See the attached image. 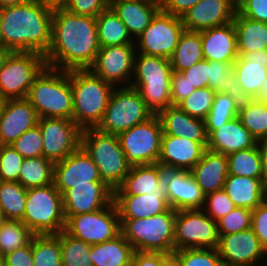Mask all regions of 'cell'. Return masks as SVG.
Masks as SVG:
<instances>
[{"instance_id":"6da1fadb","label":"cell","mask_w":267,"mask_h":266,"mask_svg":"<svg viewBox=\"0 0 267 266\" xmlns=\"http://www.w3.org/2000/svg\"><path fill=\"white\" fill-rule=\"evenodd\" d=\"M100 49L96 17L53 12L51 45L44 55L49 67L63 71L89 69Z\"/></svg>"},{"instance_id":"7a4b0ae2","label":"cell","mask_w":267,"mask_h":266,"mask_svg":"<svg viewBox=\"0 0 267 266\" xmlns=\"http://www.w3.org/2000/svg\"><path fill=\"white\" fill-rule=\"evenodd\" d=\"M53 12L28 0L0 9L2 46L45 55L51 45Z\"/></svg>"},{"instance_id":"3957f363","label":"cell","mask_w":267,"mask_h":266,"mask_svg":"<svg viewBox=\"0 0 267 266\" xmlns=\"http://www.w3.org/2000/svg\"><path fill=\"white\" fill-rule=\"evenodd\" d=\"M27 99L39 118L72 120L71 70L63 71L46 66L31 85Z\"/></svg>"},{"instance_id":"277c9868","label":"cell","mask_w":267,"mask_h":266,"mask_svg":"<svg viewBox=\"0 0 267 266\" xmlns=\"http://www.w3.org/2000/svg\"><path fill=\"white\" fill-rule=\"evenodd\" d=\"M72 120L82 129L97 128L115 86L89 69L71 70Z\"/></svg>"},{"instance_id":"5b68a950","label":"cell","mask_w":267,"mask_h":266,"mask_svg":"<svg viewBox=\"0 0 267 266\" xmlns=\"http://www.w3.org/2000/svg\"><path fill=\"white\" fill-rule=\"evenodd\" d=\"M172 73L169 59L136 52L130 87L139 92L146 107L154 115L172 106Z\"/></svg>"},{"instance_id":"8992f818","label":"cell","mask_w":267,"mask_h":266,"mask_svg":"<svg viewBox=\"0 0 267 266\" xmlns=\"http://www.w3.org/2000/svg\"><path fill=\"white\" fill-rule=\"evenodd\" d=\"M176 210L153 217L120 219L121 234L135 251L174 253Z\"/></svg>"},{"instance_id":"52a82bcc","label":"cell","mask_w":267,"mask_h":266,"mask_svg":"<svg viewBox=\"0 0 267 266\" xmlns=\"http://www.w3.org/2000/svg\"><path fill=\"white\" fill-rule=\"evenodd\" d=\"M81 147L97 166L102 181L111 190L118 189L130 169L118 136L101 132L97 128L84 129Z\"/></svg>"},{"instance_id":"ba28073f","label":"cell","mask_w":267,"mask_h":266,"mask_svg":"<svg viewBox=\"0 0 267 266\" xmlns=\"http://www.w3.org/2000/svg\"><path fill=\"white\" fill-rule=\"evenodd\" d=\"M34 235L59 234L65 228L62 194L54 184L27 189L21 220Z\"/></svg>"},{"instance_id":"9c48e42d","label":"cell","mask_w":267,"mask_h":266,"mask_svg":"<svg viewBox=\"0 0 267 266\" xmlns=\"http://www.w3.org/2000/svg\"><path fill=\"white\" fill-rule=\"evenodd\" d=\"M153 115L136 89L115 87L97 129L107 134L118 135L146 122Z\"/></svg>"},{"instance_id":"30bf717a","label":"cell","mask_w":267,"mask_h":266,"mask_svg":"<svg viewBox=\"0 0 267 266\" xmlns=\"http://www.w3.org/2000/svg\"><path fill=\"white\" fill-rule=\"evenodd\" d=\"M46 66L42 54L11 52L0 70V95L6 100L27 98L31 85Z\"/></svg>"},{"instance_id":"8fae6325","label":"cell","mask_w":267,"mask_h":266,"mask_svg":"<svg viewBox=\"0 0 267 266\" xmlns=\"http://www.w3.org/2000/svg\"><path fill=\"white\" fill-rule=\"evenodd\" d=\"M117 136L130 167L158 163L163 130L157 115Z\"/></svg>"},{"instance_id":"7c38bea8","label":"cell","mask_w":267,"mask_h":266,"mask_svg":"<svg viewBox=\"0 0 267 266\" xmlns=\"http://www.w3.org/2000/svg\"><path fill=\"white\" fill-rule=\"evenodd\" d=\"M65 218L64 231L90 245L112 240L121 233L119 213L114 201L98 211Z\"/></svg>"},{"instance_id":"4fadbf2b","label":"cell","mask_w":267,"mask_h":266,"mask_svg":"<svg viewBox=\"0 0 267 266\" xmlns=\"http://www.w3.org/2000/svg\"><path fill=\"white\" fill-rule=\"evenodd\" d=\"M217 222L202 209L178 210L175 220L174 249H217Z\"/></svg>"},{"instance_id":"5bb4252c","label":"cell","mask_w":267,"mask_h":266,"mask_svg":"<svg viewBox=\"0 0 267 266\" xmlns=\"http://www.w3.org/2000/svg\"><path fill=\"white\" fill-rule=\"evenodd\" d=\"M184 30L180 17L160 9L135 39L136 52L169 59Z\"/></svg>"},{"instance_id":"9a60e30c","label":"cell","mask_w":267,"mask_h":266,"mask_svg":"<svg viewBox=\"0 0 267 266\" xmlns=\"http://www.w3.org/2000/svg\"><path fill=\"white\" fill-rule=\"evenodd\" d=\"M135 55V44L100 47L89 70L115 87H130Z\"/></svg>"},{"instance_id":"2e32d148","label":"cell","mask_w":267,"mask_h":266,"mask_svg":"<svg viewBox=\"0 0 267 266\" xmlns=\"http://www.w3.org/2000/svg\"><path fill=\"white\" fill-rule=\"evenodd\" d=\"M43 156L53 163L64 160L81 147L82 129L70 119L39 118Z\"/></svg>"},{"instance_id":"e0dca14e","label":"cell","mask_w":267,"mask_h":266,"mask_svg":"<svg viewBox=\"0 0 267 266\" xmlns=\"http://www.w3.org/2000/svg\"><path fill=\"white\" fill-rule=\"evenodd\" d=\"M219 236L217 250L223 266H267V253L252 228Z\"/></svg>"},{"instance_id":"ac0fdd59","label":"cell","mask_w":267,"mask_h":266,"mask_svg":"<svg viewBox=\"0 0 267 266\" xmlns=\"http://www.w3.org/2000/svg\"><path fill=\"white\" fill-rule=\"evenodd\" d=\"M91 181L102 179L97 166L82 147L54 163L53 184L61 194L73 185L89 184Z\"/></svg>"},{"instance_id":"d6986e66","label":"cell","mask_w":267,"mask_h":266,"mask_svg":"<svg viewBox=\"0 0 267 266\" xmlns=\"http://www.w3.org/2000/svg\"><path fill=\"white\" fill-rule=\"evenodd\" d=\"M163 185L170 208L176 211L203 208L205 194L190 171L164 169Z\"/></svg>"},{"instance_id":"ffe728a7","label":"cell","mask_w":267,"mask_h":266,"mask_svg":"<svg viewBox=\"0 0 267 266\" xmlns=\"http://www.w3.org/2000/svg\"><path fill=\"white\" fill-rule=\"evenodd\" d=\"M114 199V191L103 181L73 185L62 194L65 216L90 213L109 206Z\"/></svg>"},{"instance_id":"44dd1931","label":"cell","mask_w":267,"mask_h":266,"mask_svg":"<svg viewBox=\"0 0 267 266\" xmlns=\"http://www.w3.org/2000/svg\"><path fill=\"white\" fill-rule=\"evenodd\" d=\"M237 11L234 0H201L180 18L187 31H202L232 22Z\"/></svg>"},{"instance_id":"7402d4cb","label":"cell","mask_w":267,"mask_h":266,"mask_svg":"<svg viewBox=\"0 0 267 266\" xmlns=\"http://www.w3.org/2000/svg\"><path fill=\"white\" fill-rule=\"evenodd\" d=\"M208 141H191L163 133L158 163L164 169L190 171L202 158Z\"/></svg>"},{"instance_id":"603a6c76","label":"cell","mask_w":267,"mask_h":266,"mask_svg":"<svg viewBox=\"0 0 267 266\" xmlns=\"http://www.w3.org/2000/svg\"><path fill=\"white\" fill-rule=\"evenodd\" d=\"M38 121L37 111L27 98L7 99L0 118V145H11Z\"/></svg>"},{"instance_id":"cb8c5ba5","label":"cell","mask_w":267,"mask_h":266,"mask_svg":"<svg viewBox=\"0 0 267 266\" xmlns=\"http://www.w3.org/2000/svg\"><path fill=\"white\" fill-rule=\"evenodd\" d=\"M204 59L234 63L238 58L237 35L232 22L201 31Z\"/></svg>"},{"instance_id":"d4e9b609","label":"cell","mask_w":267,"mask_h":266,"mask_svg":"<svg viewBox=\"0 0 267 266\" xmlns=\"http://www.w3.org/2000/svg\"><path fill=\"white\" fill-rule=\"evenodd\" d=\"M233 72L248 99H258L267 77V49L238 56Z\"/></svg>"},{"instance_id":"484cf974","label":"cell","mask_w":267,"mask_h":266,"mask_svg":"<svg viewBox=\"0 0 267 266\" xmlns=\"http://www.w3.org/2000/svg\"><path fill=\"white\" fill-rule=\"evenodd\" d=\"M109 7L119 16L134 40L161 9L160 0H116Z\"/></svg>"},{"instance_id":"4316f807","label":"cell","mask_w":267,"mask_h":266,"mask_svg":"<svg viewBox=\"0 0 267 266\" xmlns=\"http://www.w3.org/2000/svg\"><path fill=\"white\" fill-rule=\"evenodd\" d=\"M164 168L159 164L130 167L122 185L114 195L166 194L163 185Z\"/></svg>"},{"instance_id":"83f0119b","label":"cell","mask_w":267,"mask_h":266,"mask_svg":"<svg viewBox=\"0 0 267 266\" xmlns=\"http://www.w3.org/2000/svg\"><path fill=\"white\" fill-rule=\"evenodd\" d=\"M190 173L205 195L221 190L229 175L227 155L206 149Z\"/></svg>"},{"instance_id":"f1b7e54d","label":"cell","mask_w":267,"mask_h":266,"mask_svg":"<svg viewBox=\"0 0 267 266\" xmlns=\"http://www.w3.org/2000/svg\"><path fill=\"white\" fill-rule=\"evenodd\" d=\"M257 143L258 141L243 126L240 119L235 117L208 136L207 149L229 155L252 148Z\"/></svg>"},{"instance_id":"f546056e","label":"cell","mask_w":267,"mask_h":266,"mask_svg":"<svg viewBox=\"0 0 267 266\" xmlns=\"http://www.w3.org/2000/svg\"><path fill=\"white\" fill-rule=\"evenodd\" d=\"M164 134L185 137L191 141H208L205 120L191 117L178 106H170L157 114Z\"/></svg>"},{"instance_id":"4dcf8cb0","label":"cell","mask_w":267,"mask_h":266,"mask_svg":"<svg viewBox=\"0 0 267 266\" xmlns=\"http://www.w3.org/2000/svg\"><path fill=\"white\" fill-rule=\"evenodd\" d=\"M120 219H143L165 212L169 208L166 194L114 195Z\"/></svg>"},{"instance_id":"1f68e13d","label":"cell","mask_w":267,"mask_h":266,"mask_svg":"<svg viewBox=\"0 0 267 266\" xmlns=\"http://www.w3.org/2000/svg\"><path fill=\"white\" fill-rule=\"evenodd\" d=\"M262 178L228 175L223 190L239 208L253 211L262 203Z\"/></svg>"},{"instance_id":"d6a6232c","label":"cell","mask_w":267,"mask_h":266,"mask_svg":"<svg viewBox=\"0 0 267 266\" xmlns=\"http://www.w3.org/2000/svg\"><path fill=\"white\" fill-rule=\"evenodd\" d=\"M233 24L237 35V51L239 56L267 49L266 22L249 19L236 11Z\"/></svg>"},{"instance_id":"836d02e7","label":"cell","mask_w":267,"mask_h":266,"mask_svg":"<svg viewBox=\"0 0 267 266\" xmlns=\"http://www.w3.org/2000/svg\"><path fill=\"white\" fill-rule=\"evenodd\" d=\"M133 246L120 233L114 239L92 245L94 266H132Z\"/></svg>"},{"instance_id":"e575fe53","label":"cell","mask_w":267,"mask_h":266,"mask_svg":"<svg viewBox=\"0 0 267 266\" xmlns=\"http://www.w3.org/2000/svg\"><path fill=\"white\" fill-rule=\"evenodd\" d=\"M96 24L100 47L135 44L127 27L110 7L96 16Z\"/></svg>"},{"instance_id":"d590c367","label":"cell","mask_w":267,"mask_h":266,"mask_svg":"<svg viewBox=\"0 0 267 266\" xmlns=\"http://www.w3.org/2000/svg\"><path fill=\"white\" fill-rule=\"evenodd\" d=\"M204 59L201 31H187L181 34L172 56L169 58L172 71L182 72Z\"/></svg>"},{"instance_id":"8d00e7d4","label":"cell","mask_w":267,"mask_h":266,"mask_svg":"<svg viewBox=\"0 0 267 266\" xmlns=\"http://www.w3.org/2000/svg\"><path fill=\"white\" fill-rule=\"evenodd\" d=\"M234 63L209 61V77L207 87L216 93H225L240 103L248 100L233 72Z\"/></svg>"},{"instance_id":"74e56055","label":"cell","mask_w":267,"mask_h":266,"mask_svg":"<svg viewBox=\"0 0 267 266\" xmlns=\"http://www.w3.org/2000/svg\"><path fill=\"white\" fill-rule=\"evenodd\" d=\"M237 117L258 142L267 139V103L248 99L240 103Z\"/></svg>"},{"instance_id":"f35d334b","label":"cell","mask_w":267,"mask_h":266,"mask_svg":"<svg viewBox=\"0 0 267 266\" xmlns=\"http://www.w3.org/2000/svg\"><path fill=\"white\" fill-rule=\"evenodd\" d=\"M53 168L54 163L44 156L24 158L18 182L25 189L52 184Z\"/></svg>"},{"instance_id":"ab89813d","label":"cell","mask_w":267,"mask_h":266,"mask_svg":"<svg viewBox=\"0 0 267 266\" xmlns=\"http://www.w3.org/2000/svg\"><path fill=\"white\" fill-rule=\"evenodd\" d=\"M27 189L19 182L0 180V209L6 219L22 220L26 207Z\"/></svg>"},{"instance_id":"60d3db41","label":"cell","mask_w":267,"mask_h":266,"mask_svg":"<svg viewBox=\"0 0 267 266\" xmlns=\"http://www.w3.org/2000/svg\"><path fill=\"white\" fill-rule=\"evenodd\" d=\"M33 266H62L60 233L33 235Z\"/></svg>"},{"instance_id":"b9f144b4","label":"cell","mask_w":267,"mask_h":266,"mask_svg":"<svg viewBox=\"0 0 267 266\" xmlns=\"http://www.w3.org/2000/svg\"><path fill=\"white\" fill-rule=\"evenodd\" d=\"M229 175L262 177L261 157L258 143L249 149L227 155Z\"/></svg>"},{"instance_id":"7bdbcfd3","label":"cell","mask_w":267,"mask_h":266,"mask_svg":"<svg viewBox=\"0 0 267 266\" xmlns=\"http://www.w3.org/2000/svg\"><path fill=\"white\" fill-rule=\"evenodd\" d=\"M240 102L225 93H216L211 111L205 119L207 136L238 116Z\"/></svg>"},{"instance_id":"ee69618b","label":"cell","mask_w":267,"mask_h":266,"mask_svg":"<svg viewBox=\"0 0 267 266\" xmlns=\"http://www.w3.org/2000/svg\"><path fill=\"white\" fill-rule=\"evenodd\" d=\"M62 266H94L91 259L92 245L60 232Z\"/></svg>"},{"instance_id":"f6af8a7d","label":"cell","mask_w":267,"mask_h":266,"mask_svg":"<svg viewBox=\"0 0 267 266\" xmlns=\"http://www.w3.org/2000/svg\"><path fill=\"white\" fill-rule=\"evenodd\" d=\"M33 235L32 231L21 220L7 219L0 228V254L5 256L27 245Z\"/></svg>"},{"instance_id":"bcb514c9","label":"cell","mask_w":267,"mask_h":266,"mask_svg":"<svg viewBox=\"0 0 267 266\" xmlns=\"http://www.w3.org/2000/svg\"><path fill=\"white\" fill-rule=\"evenodd\" d=\"M216 92L208 87L197 88L177 106L191 117L205 120L211 111Z\"/></svg>"},{"instance_id":"7dc6e473","label":"cell","mask_w":267,"mask_h":266,"mask_svg":"<svg viewBox=\"0 0 267 266\" xmlns=\"http://www.w3.org/2000/svg\"><path fill=\"white\" fill-rule=\"evenodd\" d=\"M23 160L11 145H0V180L18 182Z\"/></svg>"},{"instance_id":"c3c4849f","label":"cell","mask_w":267,"mask_h":266,"mask_svg":"<svg viewBox=\"0 0 267 266\" xmlns=\"http://www.w3.org/2000/svg\"><path fill=\"white\" fill-rule=\"evenodd\" d=\"M174 253L182 266H223L217 249H181Z\"/></svg>"},{"instance_id":"681fc988","label":"cell","mask_w":267,"mask_h":266,"mask_svg":"<svg viewBox=\"0 0 267 266\" xmlns=\"http://www.w3.org/2000/svg\"><path fill=\"white\" fill-rule=\"evenodd\" d=\"M252 211L237 207L217 221L219 235H229L251 228Z\"/></svg>"},{"instance_id":"f907efd6","label":"cell","mask_w":267,"mask_h":266,"mask_svg":"<svg viewBox=\"0 0 267 266\" xmlns=\"http://www.w3.org/2000/svg\"><path fill=\"white\" fill-rule=\"evenodd\" d=\"M236 208V205L231 201L228 194L221 189L205 195L202 210L212 220L217 222Z\"/></svg>"},{"instance_id":"816d5d0a","label":"cell","mask_w":267,"mask_h":266,"mask_svg":"<svg viewBox=\"0 0 267 266\" xmlns=\"http://www.w3.org/2000/svg\"><path fill=\"white\" fill-rule=\"evenodd\" d=\"M11 146L23 158L43 156V139L39 126L25 131Z\"/></svg>"},{"instance_id":"f5cc1de1","label":"cell","mask_w":267,"mask_h":266,"mask_svg":"<svg viewBox=\"0 0 267 266\" xmlns=\"http://www.w3.org/2000/svg\"><path fill=\"white\" fill-rule=\"evenodd\" d=\"M108 7L105 0H68L65 9L73 14L96 17Z\"/></svg>"},{"instance_id":"db71d44e","label":"cell","mask_w":267,"mask_h":266,"mask_svg":"<svg viewBox=\"0 0 267 266\" xmlns=\"http://www.w3.org/2000/svg\"><path fill=\"white\" fill-rule=\"evenodd\" d=\"M236 5L240 15L267 23V0H240Z\"/></svg>"},{"instance_id":"11a10c76","label":"cell","mask_w":267,"mask_h":266,"mask_svg":"<svg viewBox=\"0 0 267 266\" xmlns=\"http://www.w3.org/2000/svg\"><path fill=\"white\" fill-rule=\"evenodd\" d=\"M195 89L196 87L188 82L184 74L173 71L170 85L172 106H177L182 100L194 92Z\"/></svg>"},{"instance_id":"9f6ffc18","label":"cell","mask_w":267,"mask_h":266,"mask_svg":"<svg viewBox=\"0 0 267 266\" xmlns=\"http://www.w3.org/2000/svg\"><path fill=\"white\" fill-rule=\"evenodd\" d=\"M181 73L186 76L188 82L192 86L196 87V89L207 87L209 77V61L202 59Z\"/></svg>"},{"instance_id":"6f0895ef","label":"cell","mask_w":267,"mask_h":266,"mask_svg":"<svg viewBox=\"0 0 267 266\" xmlns=\"http://www.w3.org/2000/svg\"><path fill=\"white\" fill-rule=\"evenodd\" d=\"M251 228L267 253V206L262 203L252 211Z\"/></svg>"},{"instance_id":"680465c9","label":"cell","mask_w":267,"mask_h":266,"mask_svg":"<svg viewBox=\"0 0 267 266\" xmlns=\"http://www.w3.org/2000/svg\"><path fill=\"white\" fill-rule=\"evenodd\" d=\"M5 262L6 266H33L32 239L27 245L6 254Z\"/></svg>"},{"instance_id":"91938a15","label":"cell","mask_w":267,"mask_h":266,"mask_svg":"<svg viewBox=\"0 0 267 266\" xmlns=\"http://www.w3.org/2000/svg\"><path fill=\"white\" fill-rule=\"evenodd\" d=\"M201 0H160L162 11L181 17Z\"/></svg>"},{"instance_id":"94428289","label":"cell","mask_w":267,"mask_h":266,"mask_svg":"<svg viewBox=\"0 0 267 266\" xmlns=\"http://www.w3.org/2000/svg\"><path fill=\"white\" fill-rule=\"evenodd\" d=\"M161 252L135 251L132 266H160L161 259L165 256Z\"/></svg>"},{"instance_id":"6125c7cd","label":"cell","mask_w":267,"mask_h":266,"mask_svg":"<svg viewBox=\"0 0 267 266\" xmlns=\"http://www.w3.org/2000/svg\"><path fill=\"white\" fill-rule=\"evenodd\" d=\"M51 12L65 9L68 0H31Z\"/></svg>"},{"instance_id":"be15d7a7","label":"cell","mask_w":267,"mask_h":266,"mask_svg":"<svg viewBox=\"0 0 267 266\" xmlns=\"http://www.w3.org/2000/svg\"><path fill=\"white\" fill-rule=\"evenodd\" d=\"M260 157H261V167H262V182L267 184V139L258 142Z\"/></svg>"},{"instance_id":"e7e4bbea","label":"cell","mask_w":267,"mask_h":266,"mask_svg":"<svg viewBox=\"0 0 267 266\" xmlns=\"http://www.w3.org/2000/svg\"><path fill=\"white\" fill-rule=\"evenodd\" d=\"M160 266H182V264L175 253H169L161 259Z\"/></svg>"},{"instance_id":"03108f58","label":"cell","mask_w":267,"mask_h":266,"mask_svg":"<svg viewBox=\"0 0 267 266\" xmlns=\"http://www.w3.org/2000/svg\"><path fill=\"white\" fill-rule=\"evenodd\" d=\"M12 51L0 45V70L3 68L4 62Z\"/></svg>"},{"instance_id":"003e7915","label":"cell","mask_w":267,"mask_h":266,"mask_svg":"<svg viewBox=\"0 0 267 266\" xmlns=\"http://www.w3.org/2000/svg\"><path fill=\"white\" fill-rule=\"evenodd\" d=\"M28 0H0V9L9 6L22 4Z\"/></svg>"},{"instance_id":"a7ac6f4b","label":"cell","mask_w":267,"mask_h":266,"mask_svg":"<svg viewBox=\"0 0 267 266\" xmlns=\"http://www.w3.org/2000/svg\"><path fill=\"white\" fill-rule=\"evenodd\" d=\"M258 99L260 101L267 103V77L265 78V80L261 86V90H260Z\"/></svg>"},{"instance_id":"89a4df30","label":"cell","mask_w":267,"mask_h":266,"mask_svg":"<svg viewBox=\"0 0 267 266\" xmlns=\"http://www.w3.org/2000/svg\"><path fill=\"white\" fill-rule=\"evenodd\" d=\"M262 204L267 206V184H263L262 187Z\"/></svg>"},{"instance_id":"2644e50d","label":"cell","mask_w":267,"mask_h":266,"mask_svg":"<svg viewBox=\"0 0 267 266\" xmlns=\"http://www.w3.org/2000/svg\"><path fill=\"white\" fill-rule=\"evenodd\" d=\"M5 103H6V99L3 98L0 95V118H1V115H2V112H3V109H4V106H5Z\"/></svg>"},{"instance_id":"8c879c8a","label":"cell","mask_w":267,"mask_h":266,"mask_svg":"<svg viewBox=\"0 0 267 266\" xmlns=\"http://www.w3.org/2000/svg\"><path fill=\"white\" fill-rule=\"evenodd\" d=\"M6 217L4 215V212L0 209V228L4 225L5 221H6Z\"/></svg>"},{"instance_id":"753ad0ef","label":"cell","mask_w":267,"mask_h":266,"mask_svg":"<svg viewBox=\"0 0 267 266\" xmlns=\"http://www.w3.org/2000/svg\"><path fill=\"white\" fill-rule=\"evenodd\" d=\"M0 266H6L5 256L0 254Z\"/></svg>"},{"instance_id":"34e18365","label":"cell","mask_w":267,"mask_h":266,"mask_svg":"<svg viewBox=\"0 0 267 266\" xmlns=\"http://www.w3.org/2000/svg\"><path fill=\"white\" fill-rule=\"evenodd\" d=\"M106 1V3L108 4V5H110L113 1H116V0H105Z\"/></svg>"},{"instance_id":"11e5206c","label":"cell","mask_w":267,"mask_h":266,"mask_svg":"<svg viewBox=\"0 0 267 266\" xmlns=\"http://www.w3.org/2000/svg\"><path fill=\"white\" fill-rule=\"evenodd\" d=\"M0 45H2V40H1V33H0Z\"/></svg>"}]
</instances>
